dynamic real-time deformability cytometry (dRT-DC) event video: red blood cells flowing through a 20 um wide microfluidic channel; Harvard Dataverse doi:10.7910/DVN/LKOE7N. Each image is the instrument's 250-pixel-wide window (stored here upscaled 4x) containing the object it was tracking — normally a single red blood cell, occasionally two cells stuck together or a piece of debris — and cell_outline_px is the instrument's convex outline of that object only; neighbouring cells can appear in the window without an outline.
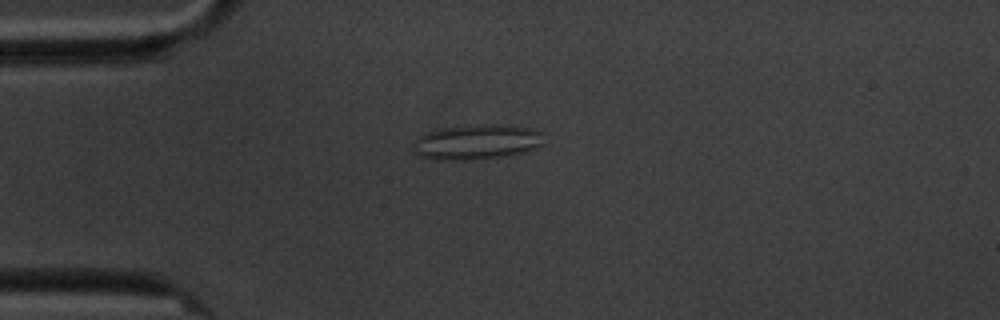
{"species": "common noctule bat (a hibernating species)", "species_latin": "Nyctalus noctula", "temperature_condition": "cold", "stored_images_in_passage": 7, "camera_frame_rate_fps": 3000, "um_per_image_px": 0.085, "animal": {"sex": "male", "body_mass_g": 20.1, "forearm_length_mm": 53.5}, "frame": {"image": 1, "passage_image": 4, "time_ms": 3.667, "image_size_px": [1000, 320], "cell_outline_px": [[544, 144], [536, 148], [524, 152], [500, 156], [468, 160], [432, 160], [420, 156], [412, 148], [416, 140], [420, 136], [428, 132], [444, 128], [480, 124], [496, 124], [532, 128], [544, 132]], "centroid_in_image_um": [40.57, 12.07], "position_along_channel_um": 44.4, "area_um2": 26.7}}
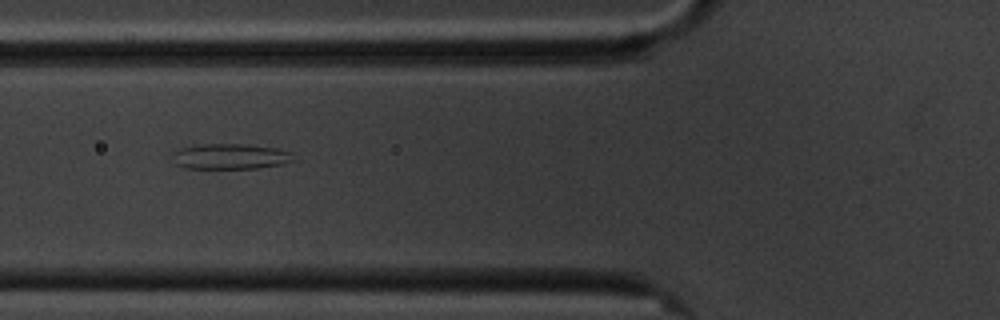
{"frame": {"image": 2, "passage_image": 6, "time_ms": 6.0, "image_size_px": [1000, 320], "cell_outline_px": [[296, 160], [280, 164], [256, 168], [184, 168], [176, 164], [172, 152], [180, 148], [192, 144], [248, 144], [276, 148], [292, 152]], "centroid_in_image_um": [19.57, 13.28], "position_along_channel_um": 106.2, "area_um2": 18.09}}